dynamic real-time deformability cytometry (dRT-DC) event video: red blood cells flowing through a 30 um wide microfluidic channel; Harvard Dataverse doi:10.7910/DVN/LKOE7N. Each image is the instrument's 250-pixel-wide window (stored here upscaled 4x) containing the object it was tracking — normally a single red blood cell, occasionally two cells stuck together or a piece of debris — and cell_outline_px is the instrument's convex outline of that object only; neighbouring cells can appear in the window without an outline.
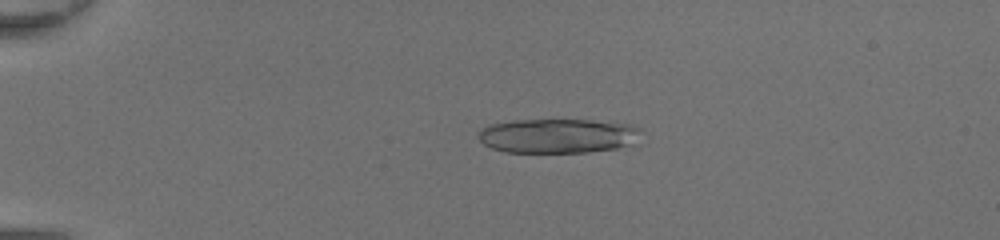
{"species": "common noctule bat (a hibernating species)", "species_latin": "Nyctalus noctula", "temperature_condition": "room temperature", "stored_images_in_passage": 47, "camera_frame_rate_fps": 3000, "um_per_image_px": 0.085, "animal": {"sex": "female", "body_mass_g": 20.0, "forearm_length_mm": 54.0}, "frame": {"image": 1, "passage_image": 12, "time_ms": 3.667, "image_size_px": [1000, 240], "cell_outline_px": [[640, 144], [616, 148], [588, 152], [504, 152], [492, 148], [484, 144], [480, 140], [480, 132], [488, 124], [512, 120], [592, 120], [632, 124], [640, 128]], "centroid_in_image_um": [47.51, 11.54], "position_along_channel_um": 37.5, "area_um2": 33.0}}
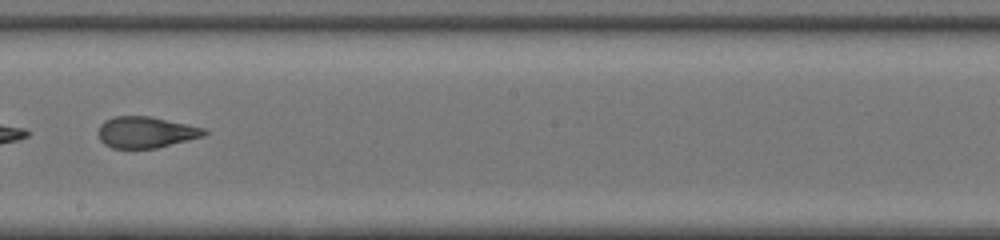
{"frame": {"image": 2, "passage_image": 30, "time_ms": 9.667, "image_size_px": [1000, 240], "cell_outline_px": [[208, 132], [204, 136], [156, 148], [112, 148], [104, 144], [100, 140], [96, 132], [100, 124], [104, 120], [112, 116], [152, 116], [208, 128]], "centroid_in_image_um": [12.39, 11.22], "position_along_channel_um": 235.8, "area_um2": 19.71}}
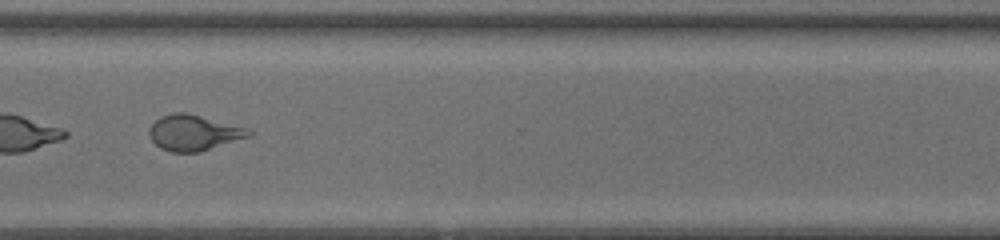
{"frame": {"image": 3, "passage_image": 38, "time_ms": 12.333, "image_size_px": [1000, 240], "cell_outline_px": [[252, 136], [200, 152], [172, 152], [160, 148], [148, 136], [148, 128], [160, 116], [172, 112], [184, 112], [248, 128], [252, 132]], "centroid_in_image_um": [16.45, 11.29], "position_along_channel_um": 354.2, "area_um2": 20.75}, "authors_computed_cell_mechanics": {"area_um2": 21.5594, "velocity_mm_per_s": 4.4343, "shape_relaxation_time_tau1_ms": null, "shape_relaxation_time_tau2_ms": 1.3808, "deformation_change_tau1": null, "deformation_change_tau2": 0.0789}}